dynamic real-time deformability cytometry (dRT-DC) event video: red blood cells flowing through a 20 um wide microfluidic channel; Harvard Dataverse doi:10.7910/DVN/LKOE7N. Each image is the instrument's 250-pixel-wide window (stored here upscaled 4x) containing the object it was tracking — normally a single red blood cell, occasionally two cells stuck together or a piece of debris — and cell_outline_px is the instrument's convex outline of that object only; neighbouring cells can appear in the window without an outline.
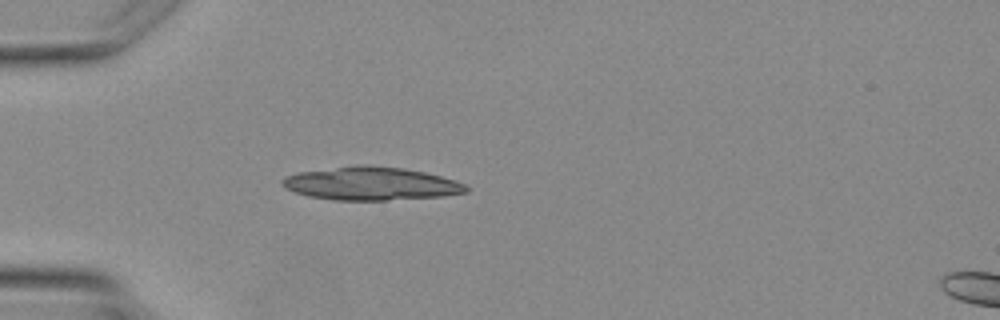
{"species": "Egyptian fruit bat (a non-hibernating species)", "species_latin": "Rousettus aegyptiacus", "temperature_condition": "warm", "stored_images_in_passage": 3, "segment_of_instrument_passage": [1, 2], "camera_frame_rate_fps": 3000, "um_per_image_px": 0.085, "animal": {"sex": "female"}, "frame": {"image": 1, "passage_image": 2, "time_ms": 1.333, "image_size_px": [1000, 320], "cell_outline_px": [[468, 192], [444, 196], [388, 200], [332, 200], [308, 196], [284, 188], [280, 184], [280, 180], [284, 176], [300, 172], [360, 164], [404, 168], [424, 172], [440, 176], [464, 184], [468, 188]], "centroid_in_image_um": [31.49, 15.61], "position_along_channel_um": 53.5, "area_um2": 35.55}}